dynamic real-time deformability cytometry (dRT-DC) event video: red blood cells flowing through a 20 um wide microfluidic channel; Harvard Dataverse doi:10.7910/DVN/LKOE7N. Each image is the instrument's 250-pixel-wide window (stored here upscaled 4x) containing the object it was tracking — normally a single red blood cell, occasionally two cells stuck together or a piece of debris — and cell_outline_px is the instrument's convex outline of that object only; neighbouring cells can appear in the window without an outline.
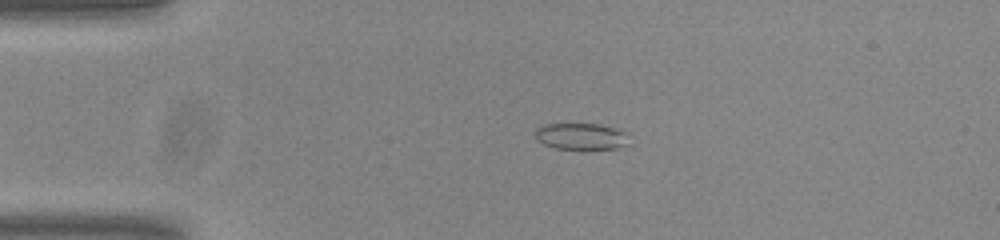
{"species": "common noctule bat (a hibernating species)", "species_latin": "Nyctalus noctula", "temperature_condition": "room temperature", "stored_images_in_passage": 38, "camera_frame_rate_fps": 3000, "um_per_image_px": 0.085, "animal": {"sex": "male", "body_mass_g": 20.0, "forearm_length_mm": 53.3}, "frame": {"image": 1, "passage_image": 3, "time_ms": 0.667, "image_size_px": [1000, 240], "cell_outline_px": [[624, 144], [616, 148], [556, 148], [544, 144], [536, 140], [532, 132], [536, 128], [544, 124], [600, 124], [616, 128], [624, 132]], "centroid_in_image_um": [49.24, 11.56], "position_along_channel_um": 35.8, "area_um2": 14.1}}
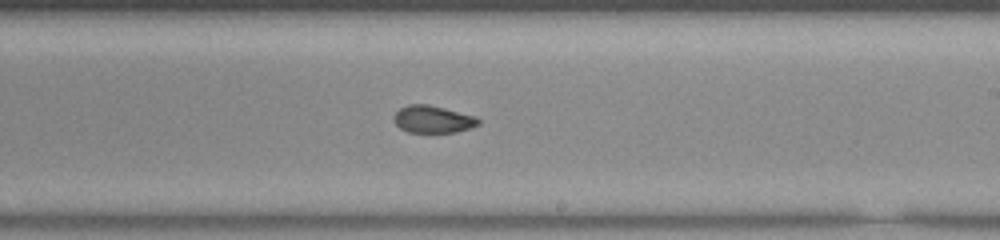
{"frame": {"image": 2, "passage_image": 23, "time_ms": 7.333, "image_size_px": [1000, 240], "cell_outline_px": [[480, 124], [456, 132], [408, 132], [400, 128], [396, 124], [392, 116], [400, 108], [408, 104], [428, 104], [476, 116], [480, 120]], "centroid_in_image_um": [36.78, 10.13], "position_along_channel_um": 252.2, "area_um2": 13.41}}
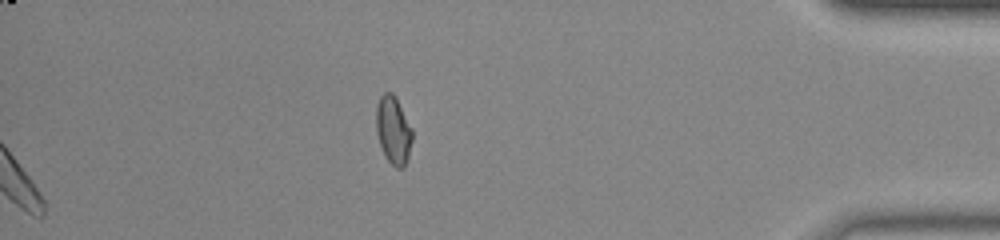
{"frame": {"image": 3, "passage_image": 38, "time_ms": 12.333, "image_size_px": [1000, 240], "cell_outline_px": [[412, 140], [408, 156], [404, 168], [396, 168], [384, 156], [376, 132], [376, 108], [380, 96], [384, 92], [392, 92], [396, 96], [412, 128]], "centroid_in_image_um": [33.43, 11.05], "position_along_channel_um": 401.8, "area_um2": 14.39}, "authors_computed_cell_mechanics": {"area_um2": 14.3633, "velocity_mm_per_s": 3.8312, "shape_relaxation_time_tau1_ms": null, "shape_relaxation_time_tau2_ms": 2.8374, "deformation_change_tau1": null, "deformation_change_tau2": 0.0754}}